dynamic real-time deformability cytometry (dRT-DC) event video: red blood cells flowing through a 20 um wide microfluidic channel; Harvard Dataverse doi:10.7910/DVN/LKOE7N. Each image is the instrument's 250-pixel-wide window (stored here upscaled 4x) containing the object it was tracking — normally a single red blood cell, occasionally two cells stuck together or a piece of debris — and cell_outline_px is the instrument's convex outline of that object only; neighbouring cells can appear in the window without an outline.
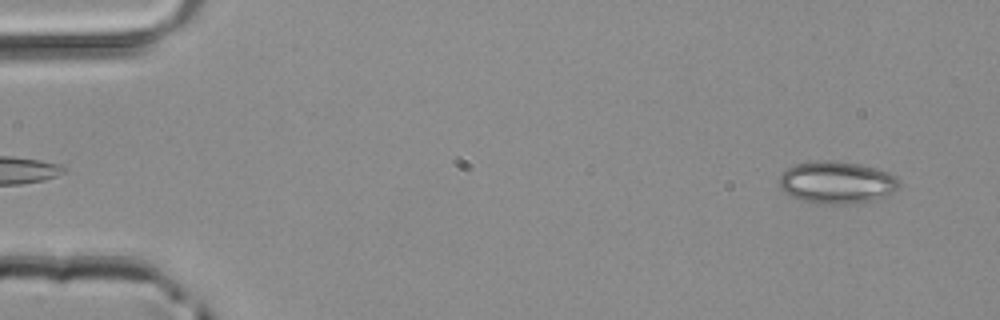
{"species": "common noctule bat (a hibernating species)", "species_latin": "Nyctalus noctula", "temperature_condition": "room temperature", "stored_images_in_passage": 47, "camera_frame_rate_fps": 3000, "um_per_image_px": 0.085, "animal": {"sex": "male", "body_mass_g": 20.4}, "frame": {"image": 1, "passage_image": 2, "time_ms": 0.333, "image_size_px": [1000, 320], "cell_outline_px": [[900, 184], [892, 192], [872, 200], [844, 204], [812, 204], [800, 200], [784, 192], [780, 188], [780, 176], [788, 168], [796, 164], [816, 160], [832, 160], [860, 164], [876, 168], [888, 172], [900, 180]], "centroid_in_image_um": [71.09, 15.5], "position_along_channel_um": 13.9, "area_um2": 29.48}}
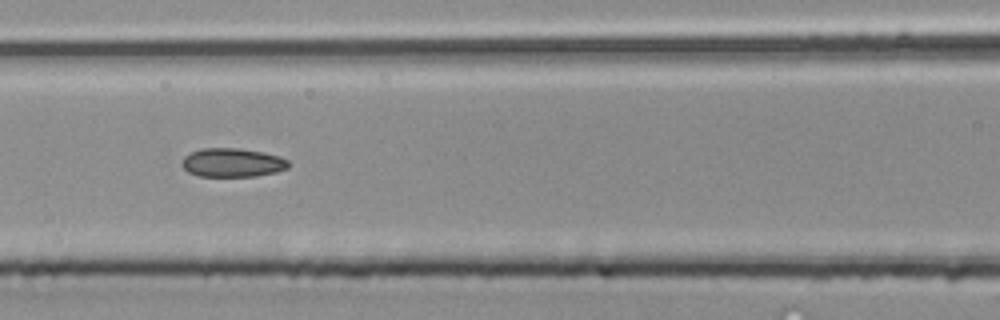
{"frame": {"image": 2, "passage_image": 20, "time_ms": 6.333, "image_size_px": [1000, 320], "cell_outline_px": [[292, 164], [288, 168], [276, 172], [256, 176], [200, 176], [188, 172], [180, 164], [184, 156], [200, 148], [240, 148], [264, 152], [280, 156], [288, 160]], "centroid_in_image_um": [19.78, 13.81], "position_along_channel_um": 146.8, "area_um2": 18.09}}
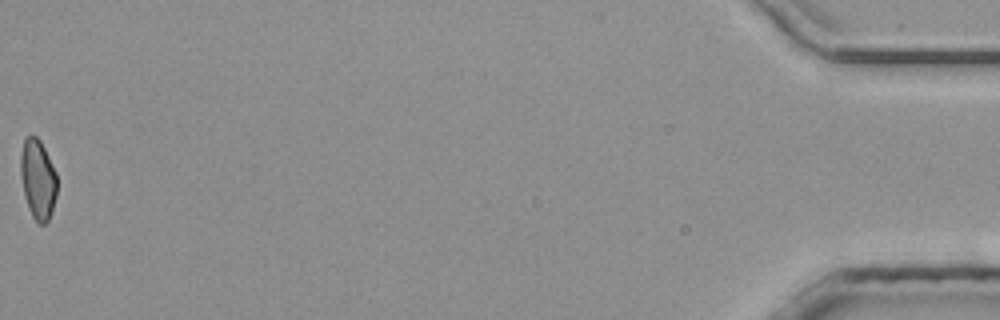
{"frame": {"image": 3, "passage_image": 47, "time_ms": 15.333, "image_size_px": [1000, 320], "cell_outline_px": [[56, 196], [48, 220], [44, 224], [40, 224], [32, 216], [28, 208], [24, 196], [20, 172], [20, 156], [24, 136], [36, 136], [40, 140], [56, 172]], "centroid_in_image_um": [3.19, 15.21], "position_along_channel_um": 432.0, "area_um2": 16.88}}